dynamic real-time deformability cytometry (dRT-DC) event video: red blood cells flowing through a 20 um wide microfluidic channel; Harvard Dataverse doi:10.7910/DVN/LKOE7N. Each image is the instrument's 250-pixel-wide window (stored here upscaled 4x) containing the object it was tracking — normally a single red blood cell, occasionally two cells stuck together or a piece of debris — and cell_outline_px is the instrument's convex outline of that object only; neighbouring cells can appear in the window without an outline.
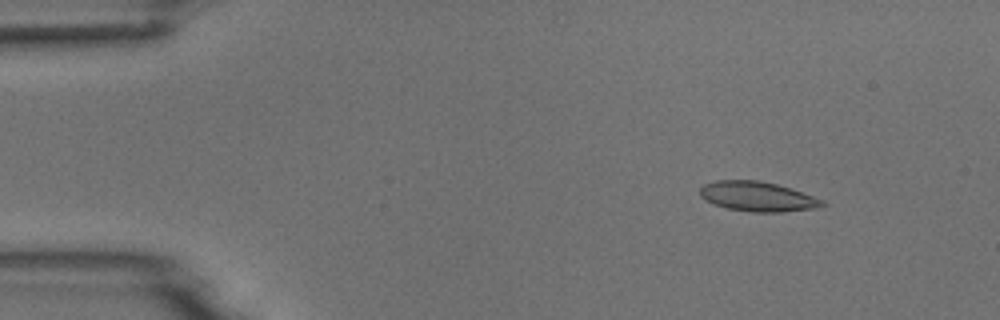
{"species": "common noctule bat (a hibernating species)", "species_latin": "Nyctalus noctula", "temperature_condition": "room temperature", "stored_images_in_passage": 7, "camera_frame_rate_fps": 3000, "um_per_image_px": 0.085, "animal": {"sex": "male", "body_mass_g": 18.8}, "frame": {"image": 1, "passage_image": 2, "time_ms": 1.0, "image_size_px": [1000, 320], "cell_outline_px": [[828, 204], [816, 208], [784, 212], [752, 212], [728, 208], [704, 200], [700, 196], [700, 188], [704, 184], [716, 180], [760, 180], [792, 188], [824, 200]], "centroid_in_image_um": [64.42, 16.7], "position_along_channel_um": 20.6, "area_um2": 21.33}}